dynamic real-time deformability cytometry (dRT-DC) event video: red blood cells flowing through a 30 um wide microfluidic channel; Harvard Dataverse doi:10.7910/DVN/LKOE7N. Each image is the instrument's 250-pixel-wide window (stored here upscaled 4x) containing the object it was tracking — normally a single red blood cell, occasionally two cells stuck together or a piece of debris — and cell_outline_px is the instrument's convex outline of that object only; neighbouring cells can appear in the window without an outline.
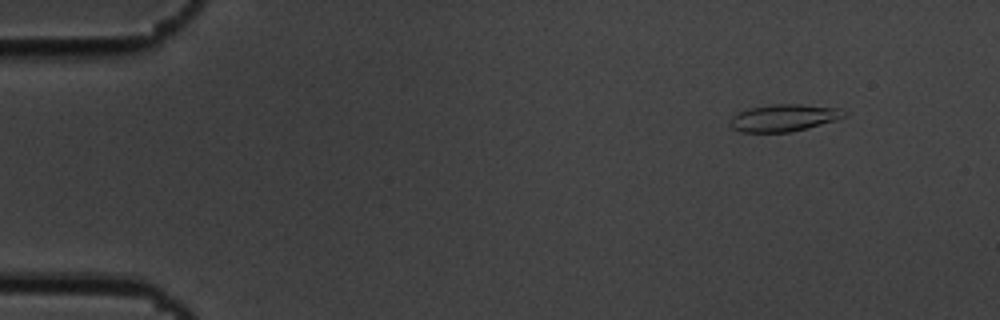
{"species": "common noctule bat (a hibernating species)", "species_latin": "Nyctalus noctula", "temperature_condition": "cold", "stored_images_in_passage": 17, "camera_frame_rate_fps": 3000, "um_per_image_px": 0.085, "animal": {"sex": "male", "body_mass_g": 19.5, "forearm_length_mm": 54.6}, "frame": {"image": 1, "passage_image": 6, "time_ms": 1.667, "image_size_px": [1000, 320], "cell_outline_px": [[848, 116], [836, 120], [792, 132], [740, 132], [732, 128], [728, 124], [732, 116], [736, 112], [748, 108], [772, 104], [804, 104], [840, 108], [848, 112]], "centroid_in_image_um": [66.63, 10.01], "position_along_channel_um": 18.4, "area_um2": 18.38}}